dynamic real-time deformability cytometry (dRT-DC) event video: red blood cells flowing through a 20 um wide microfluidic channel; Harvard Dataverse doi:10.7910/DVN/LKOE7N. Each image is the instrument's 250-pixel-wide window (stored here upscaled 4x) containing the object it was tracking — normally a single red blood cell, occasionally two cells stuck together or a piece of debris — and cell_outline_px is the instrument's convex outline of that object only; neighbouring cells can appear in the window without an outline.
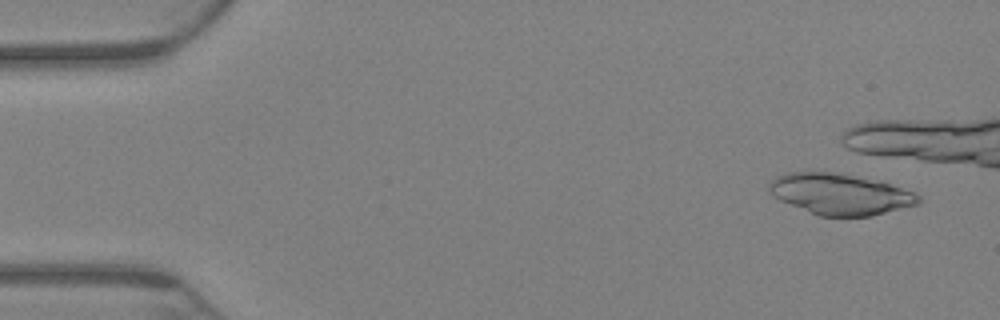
{"species": "Egyptian fruit bat (a non-hibernating species)", "species_latin": "Rousettus aegyptiacus", "temperature_condition": "warm", "stored_images_in_passage": 13, "camera_frame_rate_fps": 3000, "um_per_image_px": 0.085, "animal": {"sex": "female"}, "frame": {"image": 1, "passage_image": 4, "time_ms": 1.0, "image_size_px": [1000, 320], "cell_outline_px": [[920, 204], [872, 216], [816, 216], [780, 200], [772, 196], [768, 188], [768, 184], [776, 176], [788, 172], [804, 168], [840, 172], [884, 180], [912, 192], [920, 196]], "centroid_in_image_um": [71.38, 16.45], "position_along_channel_um": 13.6, "area_um2": 37.17}}